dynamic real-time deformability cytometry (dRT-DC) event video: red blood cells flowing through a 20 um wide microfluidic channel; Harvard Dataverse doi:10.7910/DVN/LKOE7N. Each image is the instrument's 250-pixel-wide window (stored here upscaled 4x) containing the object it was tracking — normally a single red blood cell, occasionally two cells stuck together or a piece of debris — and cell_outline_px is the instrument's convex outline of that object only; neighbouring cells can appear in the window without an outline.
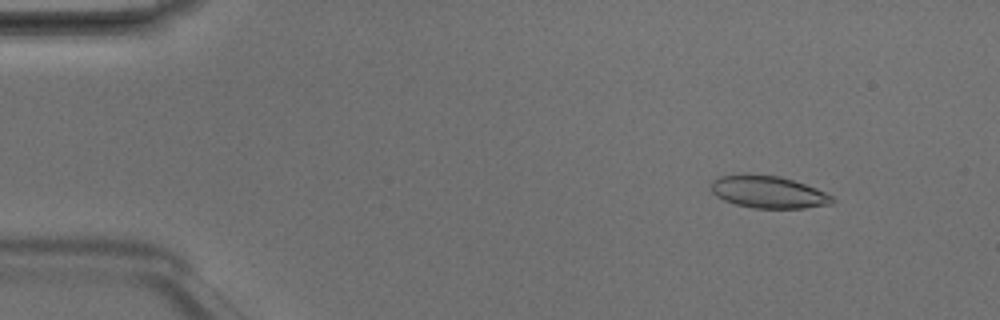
{"species": "Egyptian fruit bat (a non-hibernating species)", "species_latin": "Rousettus aegyptiacus", "temperature_condition": "room temperature", "stored_images_in_passage": 4, "camera_frame_rate_fps": 3000, "um_per_image_px": 0.085, "animal": {"sex": "male"}, "frame": {"image": 1, "passage_image": 1, "time_ms": 0.0, "image_size_px": [1000, 320], "cell_outline_px": [[836, 200], [832, 204], [804, 208], [752, 208], [736, 204], [724, 200], [716, 196], [708, 188], [712, 180], [716, 176], [780, 176], [816, 188], [832, 196]], "centroid_in_image_um": [65.3, 16.35], "position_along_channel_um": 19.7, "area_um2": 22.43}}